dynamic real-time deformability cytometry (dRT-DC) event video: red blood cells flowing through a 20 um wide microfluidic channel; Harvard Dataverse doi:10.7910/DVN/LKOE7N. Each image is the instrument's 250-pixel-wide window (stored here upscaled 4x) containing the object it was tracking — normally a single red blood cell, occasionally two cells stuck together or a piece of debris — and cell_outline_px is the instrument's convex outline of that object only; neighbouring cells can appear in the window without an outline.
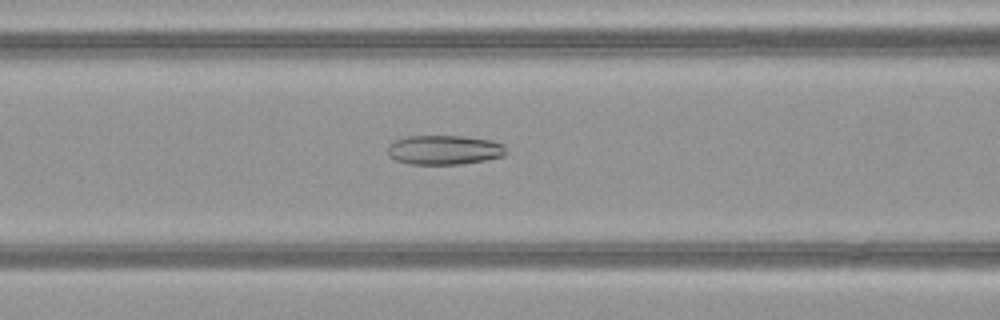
{"species": "common noctule bat (a hibernating species)", "species_latin": "Nyctalus noctula", "temperature_condition": "warm", "stored_images_in_passage": 51, "camera_frame_rate_fps": 3000, "um_per_image_px": 0.085, "animal": {"sex": "female", "body_mass_g": 21.9}, "frame": {"image": 1, "passage_image": 22, "time_ms": 7.0, "image_size_px": [1000, 320], "cell_outline_px": [[504, 156], [484, 160], [460, 164], [408, 164], [396, 160], [388, 152], [388, 144], [396, 140], [408, 136], [464, 136], [492, 140], [504, 144]], "centroid_in_image_um": [37.76, 12.73], "position_along_channel_um": 128.8, "area_um2": 20.17}}
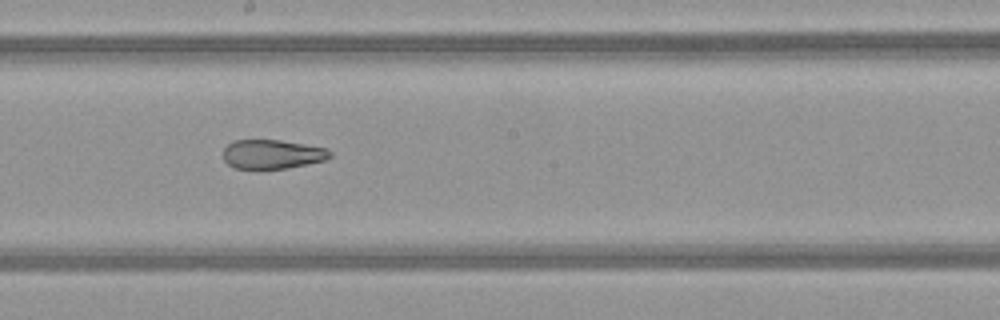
{"frame": {"image": 2, "passage_image": 29, "time_ms": 9.333, "image_size_px": [1000, 320], "cell_outline_px": [[332, 156], [328, 160], [288, 168], [256, 172], [232, 168], [224, 160], [224, 148], [228, 144], [236, 140], [280, 140], [328, 148], [332, 152]], "centroid_in_image_um": [23.14, 13.16], "position_along_channel_um": 225.1, "area_um2": 19.02}}
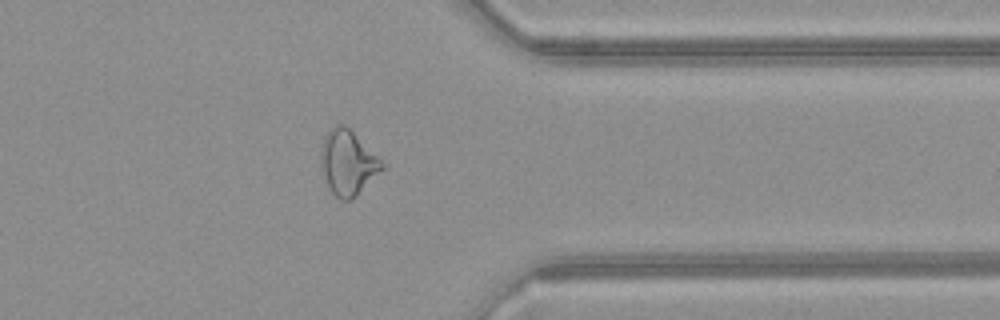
{"frame": {"image": 3, "passage_image": 41, "time_ms": 13.333, "image_size_px": [1000, 320], "cell_outline_px": [[388, 164], [352, 200], [340, 200], [332, 192], [320, 168], [320, 148], [324, 136], [336, 124], [344, 124], [380, 156]], "centroid_in_image_um": [29.59, 13.81], "position_along_channel_um": 381.8, "area_um2": 23.41}, "authors_computed_cell_mechanics": {"area_um2": 24.7962, "velocity_mm_per_s": 4.1122, "shape_relaxation_time_tau1_ms": null, "shape_relaxation_time_tau2_ms": 1.7265, "deformation_change_tau1": null, "deformation_change_tau2": 0.0934}}